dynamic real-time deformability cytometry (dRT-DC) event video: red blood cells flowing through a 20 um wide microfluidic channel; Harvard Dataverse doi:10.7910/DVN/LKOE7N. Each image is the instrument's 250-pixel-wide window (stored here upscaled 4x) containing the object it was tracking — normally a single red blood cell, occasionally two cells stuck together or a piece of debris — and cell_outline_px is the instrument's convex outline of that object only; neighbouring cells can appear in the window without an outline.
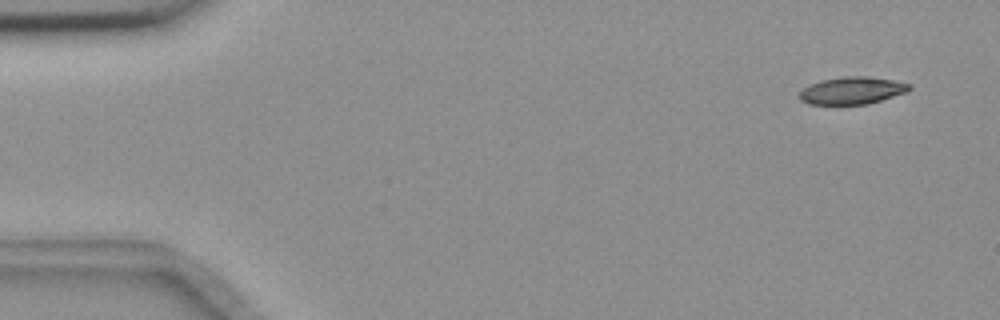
{"species": "common noctule bat (a hibernating species)", "species_latin": "Nyctalus noctula", "temperature_condition": "room temperature", "stored_images_in_passage": 4, "camera_frame_rate_fps": 3000, "um_per_image_px": 0.085, "animal": {"sex": "female", "body_mass_g": 18.4}, "frame": {"image": 1, "passage_image": 1, "time_ms": 0.0, "image_size_px": [1000, 320], "cell_outline_px": [[912, 88], [908, 92], [868, 104], [808, 104], [800, 100], [800, 92], [804, 88], [812, 84], [824, 80], [844, 76], [868, 76], [892, 80], [912, 84]], "centroid_in_image_um": [72.49, 7.7], "position_along_channel_um": 12.5, "area_um2": 17.4}}
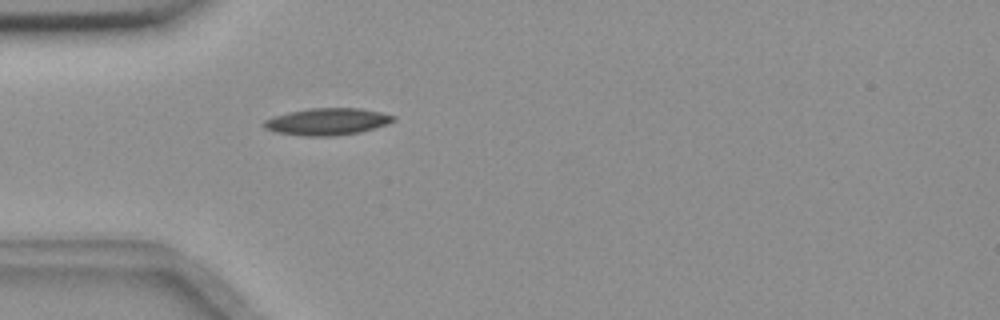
{"frame": {"image": 2, "passage_image": 4, "time_ms": 1.0, "image_size_px": [1000, 320], "cell_outline_px": [[396, 120], [360, 132], [332, 136], [308, 136], [276, 132], [264, 128], [264, 120], [288, 112], [308, 108], [360, 108], [380, 112], [396, 116]], "centroid_in_image_um": [27.81, 10.33], "position_along_channel_um": 57.2, "area_um2": 20.06}}